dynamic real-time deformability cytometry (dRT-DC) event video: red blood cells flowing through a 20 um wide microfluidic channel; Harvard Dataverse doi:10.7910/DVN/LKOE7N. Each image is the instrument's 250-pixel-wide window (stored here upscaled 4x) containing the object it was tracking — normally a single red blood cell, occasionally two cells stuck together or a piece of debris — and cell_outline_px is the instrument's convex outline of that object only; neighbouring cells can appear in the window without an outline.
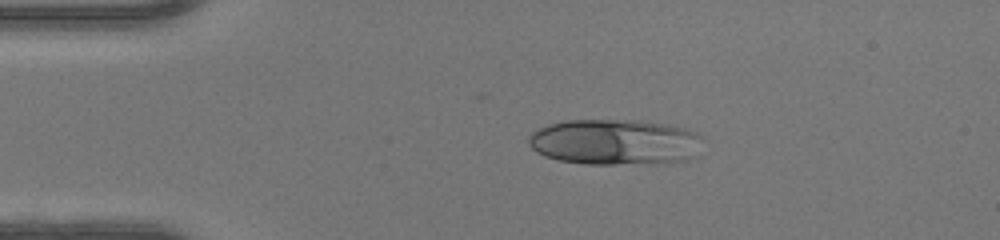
{"species": "human", "species_latin": "Homo sapiens", "temperature_condition": "warm", "stored_images_in_passage": 5, "camera_frame_rate_fps": 3000, "um_per_image_px": 0.085, "donor": {"sex": "female"}, "frame": {"image": 1, "passage_image": 1, "time_ms": 0.0, "image_size_px": [1000, 240], "cell_outline_px": [[624, 160], [568, 160], [552, 156], [544, 152], [540, 132], [548, 128], [560, 124], [620, 124], [624, 128]], "centroid_in_image_um": [49.7, 12.05], "position_along_channel_um": 35.3, "area_um2": 20.17}}